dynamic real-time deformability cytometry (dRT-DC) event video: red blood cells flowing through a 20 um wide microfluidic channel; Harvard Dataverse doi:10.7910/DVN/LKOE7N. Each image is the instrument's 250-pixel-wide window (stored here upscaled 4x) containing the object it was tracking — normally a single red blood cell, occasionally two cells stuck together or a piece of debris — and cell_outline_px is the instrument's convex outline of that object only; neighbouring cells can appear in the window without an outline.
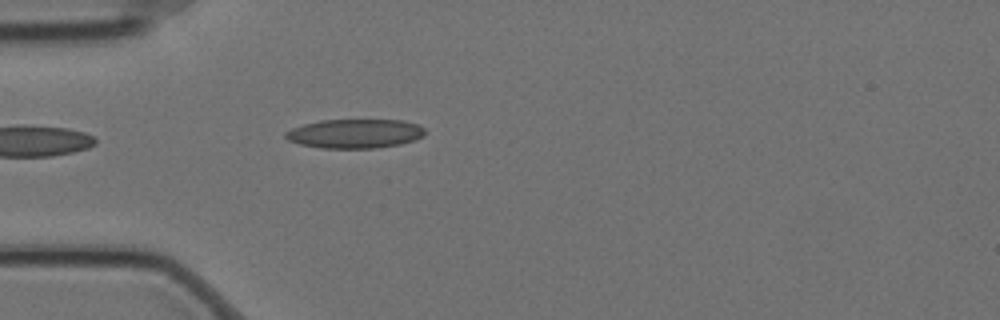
{"species": "Egyptian fruit bat (a non-hibernating species)", "species_latin": "Rousettus aegyptiacus", "temperature_condition": "cold", "stored_images_in_passage": 5, "camera_frame_rate_fps": 3000, "um_per_image_px": 0.085, "animal": {"sex": "female"}, "frame": {"image": 1, "passage_image": 5, "time_ms": 1.333, "image_size_px": [1000, 320], "cell_outline_px": [[424, 136], [416, 140], [400, 144], [376, 148], [320, 148], [300, 144], [288, 140], [284, 136], [284, 132], [292, 128], [304, 124], [320, 120], [404, 120], [416, 124], [424, 128]], "centroid_in_image_um": [30.16, 11.36], "position_along_channel_um": 54.8, "area_um2": 23.76}}